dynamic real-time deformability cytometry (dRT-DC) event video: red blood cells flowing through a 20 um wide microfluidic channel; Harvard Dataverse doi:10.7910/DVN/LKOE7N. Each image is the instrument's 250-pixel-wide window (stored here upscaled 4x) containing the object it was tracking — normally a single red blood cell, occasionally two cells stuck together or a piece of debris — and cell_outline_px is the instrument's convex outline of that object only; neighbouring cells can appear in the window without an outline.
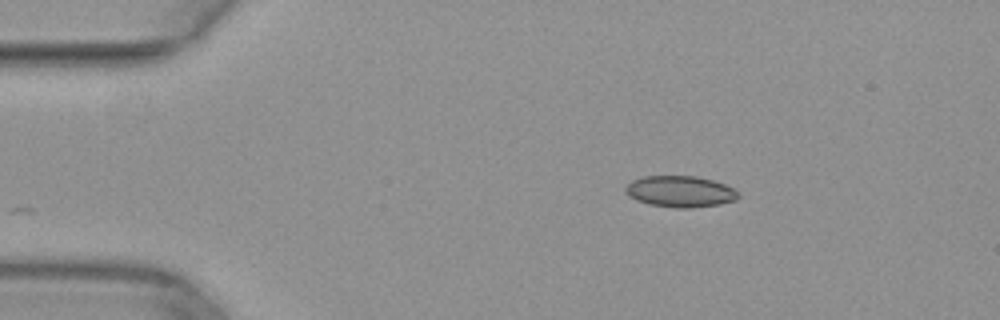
{"species": "common noctule bat (a hibernating species)", "species_latin": "Nyctalus noctula", "temperature_condition": "warm", "stored_images_in_passage": 33, "camera_frame_rate_fps": 3000, "um_per_image_px": 0.085, "animal": {"sex": "female", "body_mass_g": 29.2, "forearm_length_mm": 56.3}, "frame": {"image": 1, "passage_image": 1, "time_ms": 0.0, "image_size_px": [1000, 320], "cell_outline_px": [[740, 196], [736, 200], [720, 204], [692, 208], [676, 208], [648, 204], [636, 200], [628, 196], [624, 192], [624, 188], [632, 180], [644, 176], [696, 176], [712, 180], [724, 184], [732, 188]], "centroid_in_image_um": [57.78, 16.28], "position_along_channel_um": 27.2, "area_um2": 20.63}}
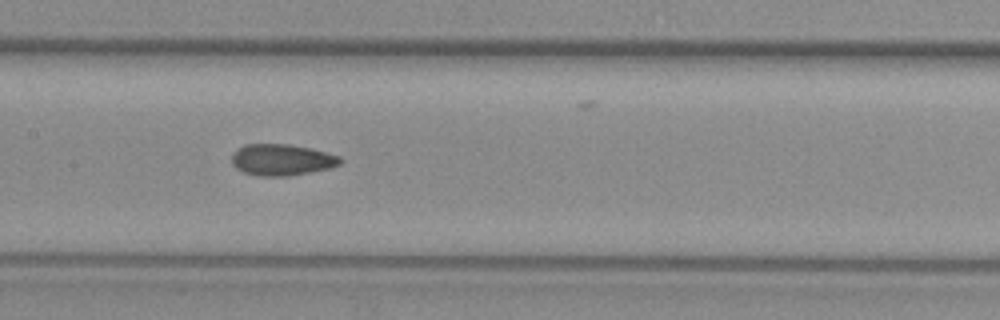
{"frame": {"image": 2, "passage_image": 17, "time_ms": 5.333, "image_size_px": [1000, 320], "cell_outline_px": [[344, 160], [340, 164], [332, 168], [288, 176], [260, 176], [244, 172], [236, 168], [232, 164], [232, 152], [244, 144], [288, 144], [312, 148], [340, 156]], "centroid_in_image_um": [23.97, 13.58], "position_along_channel_um": 183.4, "area_um2": 20.06}}
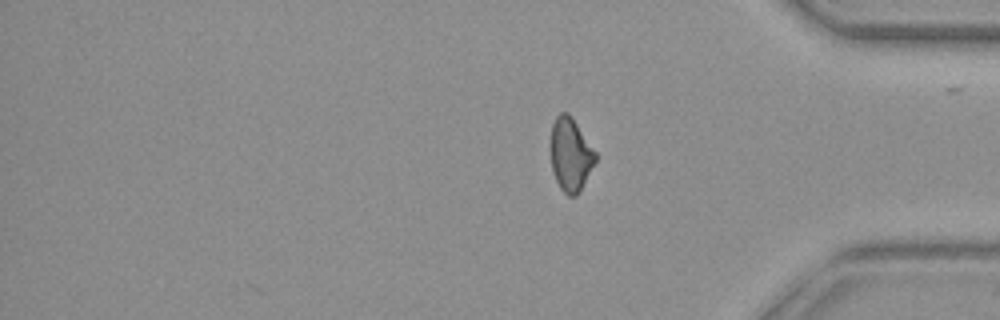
{"frame": {"image": 3, "passage_image": 33, "time_ms": 10.667, "image_size_px": [1000, 320], "cell_outline_px": [[596, 160], [580, 192], [576, 196], [568, 196], [560, 188], [552, 172], [548, 148], [548, 144], [552, 124], [556, 116], [560, 112], [568, 112], [572, 116], [596, 152]], "centroid_in_image_um": [48.45, 13.12], "position_along_channel_um": 386.8, "area_um2": 19.77}}